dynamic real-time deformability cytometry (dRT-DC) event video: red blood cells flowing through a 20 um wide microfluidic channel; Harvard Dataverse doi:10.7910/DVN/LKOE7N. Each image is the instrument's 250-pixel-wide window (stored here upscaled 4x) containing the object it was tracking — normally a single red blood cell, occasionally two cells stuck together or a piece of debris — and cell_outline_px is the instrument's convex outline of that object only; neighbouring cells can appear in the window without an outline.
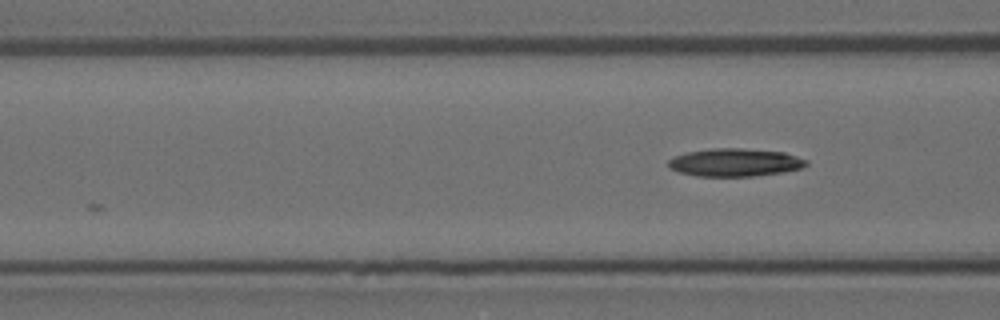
{"species": "Egyptian fruit bat (a non-hibernating species)", "species_latin": "Rousettus aegyptiacus", "temperature_condition": "room temperature", "stored_images_in_passage": 4, "camera_frame_rate_fps": 3000, "um_per_image_px": 0.085, "animal": {"sex": "female"}, "frame": {"image": 1, "passage_image": 4, "time_ms": 1.0, "image_size_px": [1000, 320], "cell_outline_px": [[808, 164], [800, 168], [780, 172], [752, 176], [696, 176], [680, 172], [668, 168], [668, 160], [676, 156], [688, 152], [712, 148], [740, 148], [784, 152], [808, 160]], "centroid_in_image_um": [62.45, 13.8], "position_along_channel_um": 104.1, "area_um2": 22.25}}